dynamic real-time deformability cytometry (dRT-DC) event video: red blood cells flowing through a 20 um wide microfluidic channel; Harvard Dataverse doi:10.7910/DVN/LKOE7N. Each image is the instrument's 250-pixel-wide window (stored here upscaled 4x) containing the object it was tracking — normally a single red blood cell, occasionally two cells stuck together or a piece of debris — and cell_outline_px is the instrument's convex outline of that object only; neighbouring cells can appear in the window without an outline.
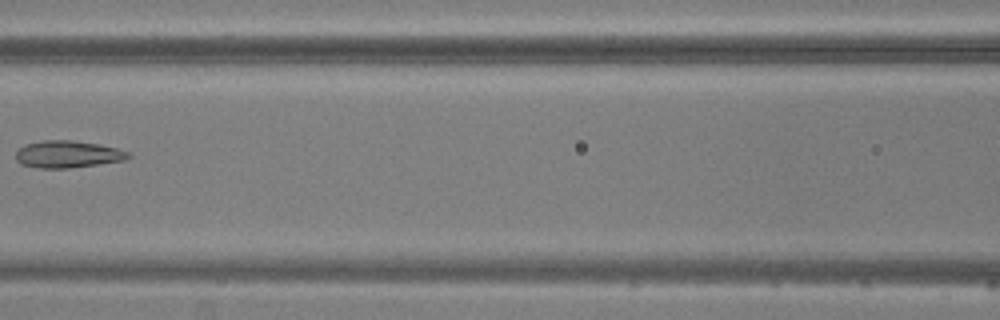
{"species": "common noctule bat (a hibernating species)", "species_latin": "Nyctalus noctula", "temperature_condition": "warm", "stored_images_in_passage": 7, "camera_frame_rate_fps": 3000, "um_per_image_px": 0.085, "animal": {"sex": "male", "body_mass_g": 20.5, "forearm_length_mm": 52.5}, "frame": {"image": 1, "passage_image": 7, "time_ms": 7.0, "image_size_px": [1000, 320], "cell_outline_px": [[132, 156], [124, 160], [68, 168], [40, 168], [20, 164], [16, 160], [16, 152], [24, 144], [44, 140], [72, 140], [96, 144], [116, 148], [128, 152]], "centroid_in_image_um": [5.71, 13.11], "position_along_channel_um": 160.9, "area_um2": 17.57}}